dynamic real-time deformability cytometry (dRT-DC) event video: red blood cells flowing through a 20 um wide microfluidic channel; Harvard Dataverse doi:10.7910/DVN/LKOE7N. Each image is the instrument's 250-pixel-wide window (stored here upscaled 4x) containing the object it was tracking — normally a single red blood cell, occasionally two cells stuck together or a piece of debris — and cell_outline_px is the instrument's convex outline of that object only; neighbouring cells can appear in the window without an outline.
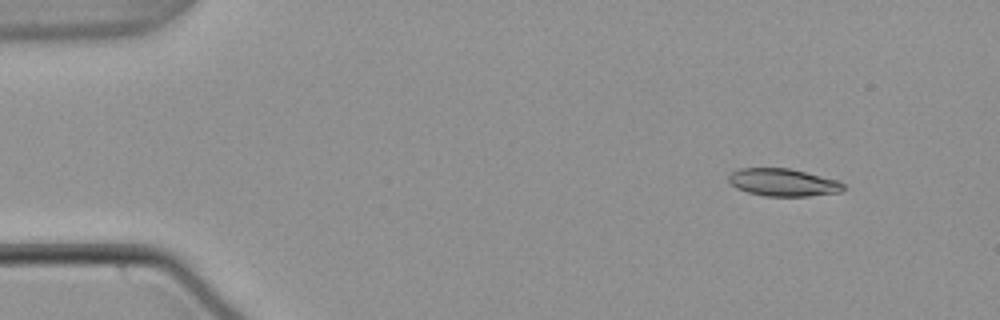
{"species": "common noctule bat (a hibernating species)", "species_latin": "Nyctalus noctula", "temperature_condition": "warm", "stored_images_in_passage": 49, "camera_frame_rate_fps": 3000, "um_per_image_px": 0.085, "animal": {"sex": "male", "body_mass_g": 21.5, "forearm_length_mm": 52.0}, "frame": {"image": 1, "passage_image": 1, "time_ms": 0.0, "image_size_px": [1000, 320], "cell_outline_px": [[844, 188], [840, 192], [808, 196], [764, 196], [748, 192], [736, 188], [728, 180], [728, 176], [732, 172], [740, 168], [788, 168], [840, 180], [844, 184]], "centroid_in_image_um": [66.58, 15.5], "position_along_channel_um": 18.4, "area_um2": 18.44}}
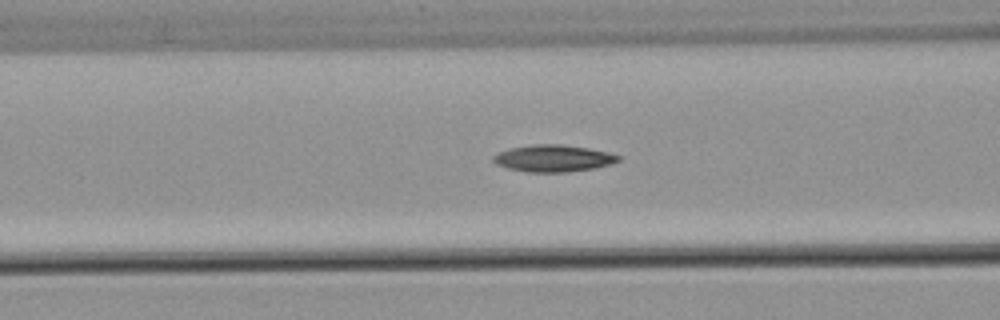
{"frame": {"image": 2, "passage_image": 17, "time_ms": 5.333, "image_size_px": [1000, 320], "cell_outline_px": [[620, 160], [612, 164], [596, 168], [568, 172], [528, 172], [508, 168], [496, 164], [492, 160], [492, 156], [508, 148], [532, 144], [560, 144], [588, 148], [608, 152], [620, 156]], "centroid_in_image_um": [47.03, 13.46], "position_along_channel_um": 119.6, "area_um2": 19.71}}
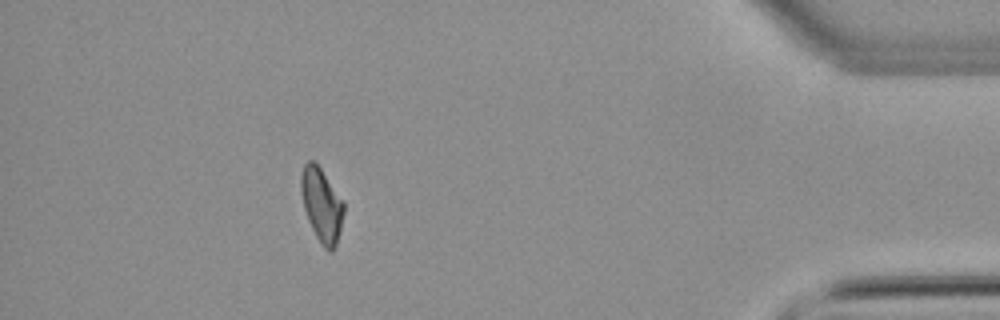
{"frame": {"image": 3, "passage_image": 44, "time_ms": 14.333, "image_size_px": [1000, 320], "cell_outline_px": [[344, 212], [340, 232], [336, 244], [332, 252], [328, 252], [320, 244], [308, 220], [304, 208], [300, 192], [300, 176], [304, 164], [308, 160], [312, 160], [320, 168], [344, 204]], "centroid_in_image_um": [27.32, 17.45], "position_along_channel_um": 407.9, "area_um2": 18.21}, "authors_computed_cell_mechanics": {"area_um2": 18.7272, "velocity_mm_per_s": 3.7918, "shape_relaxation_time_tau1_ms": 9.5446, "shape_relaxation_time_tau2_ms": 6.9794, "deformation_change_tau1": 0.2305, "deformation_change_tau2": 0.15}}